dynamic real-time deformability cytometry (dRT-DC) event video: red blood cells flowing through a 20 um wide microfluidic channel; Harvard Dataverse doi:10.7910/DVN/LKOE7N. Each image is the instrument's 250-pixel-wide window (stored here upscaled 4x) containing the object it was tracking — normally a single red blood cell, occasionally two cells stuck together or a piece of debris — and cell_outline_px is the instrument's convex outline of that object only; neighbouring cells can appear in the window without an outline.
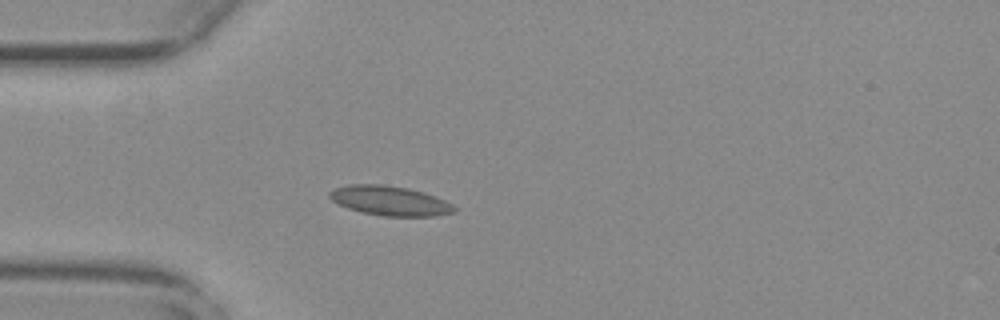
{"species": "common noctule bat (a hibernating species)", "species_latin": "Nyctalus noctula", "temperature_condition": "warm", "stored_images_in_passage": 21, "camera_frame_rate_fps": 3000, "um_per_image_px": 0.085, "animal": {"sex": "female", "body_mass_g": 29.2, "forearm_length_mm": 56.3}, "frame": {"image": 1, "passage_image": 15, "time_ms": 4.667, "image_size_px": [1000, 320], "cell_outline_px": [[456, 212], [436, 216], [384, 216], [360, 212], [348, 208], [332, 200], [328, 196], [328, 192], [336, 188], [348, 184], [380, 184], [408, 188], [424, 192], [436, 196], [452, 204], [456, 208]], "centroid_in_image_um": [33.15, 17.06], "position_along_channel_um": 51.8, "area_um2": 21.56}}
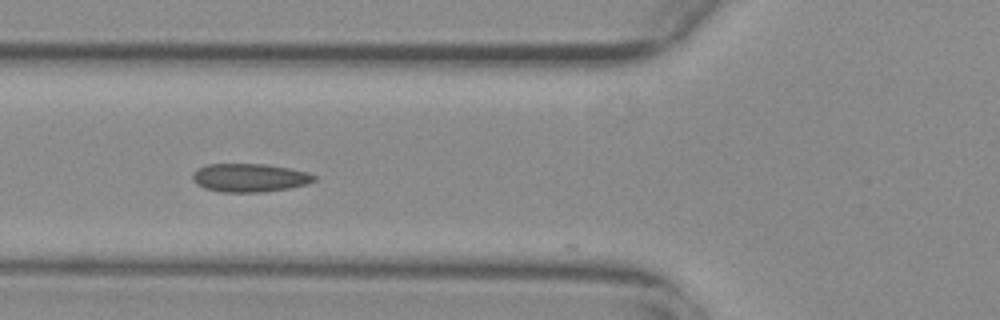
{"frame": {"image": 2, "passage_image": 20, "time_ms": 6.333, "image_size_px": [1000, 320], "cell_outline_px": [[316, 180], [308, 184], [288, 188], [260, 192], [220, 192], [204, 188], [196, 184], [192, 180], [192, 172], [196, 168], [208, 164], [268, 164], [308, 172], [316, 176]], "centroid_in_image_um": [21.18, 15.1], "position_along_channel_um": 104.6, "area_um2": 20.29}}